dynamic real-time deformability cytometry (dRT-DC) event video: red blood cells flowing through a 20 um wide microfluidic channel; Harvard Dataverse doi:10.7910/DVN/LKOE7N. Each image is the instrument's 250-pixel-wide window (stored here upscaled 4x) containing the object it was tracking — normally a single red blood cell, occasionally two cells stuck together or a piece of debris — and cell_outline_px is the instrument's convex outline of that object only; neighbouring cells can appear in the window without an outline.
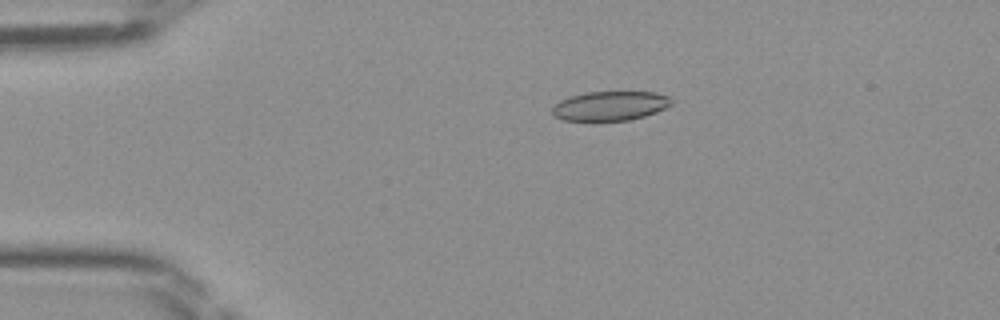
{"species": "Egyptian fruit bat (a non-hibernating species)", "species_latin": "Rousettus aegyptiacus", "temperature_condition": "room temperature", "stored_images_in_passage": 47, "camera_frame_rate_fps": 3000, "um_per_image_px": 0.085, "frame": {"image": 1, "passage_image": 10, "time_ms": 3.0, "image_size_px": [1000, 320], "cell_outline_px": [[672, 104], [656, 112], [644, 116], [628, 120], [564, 120], [556, 116], [552, 112], [552, 108], [560, 100], [568, 96], [584, 92], [656, 92], [668, 96], [672, 100]], "centroid_in_image_um": [51.86, 8.98], "position_along_channel_um": 33.1, "area_um2": 20.23}}
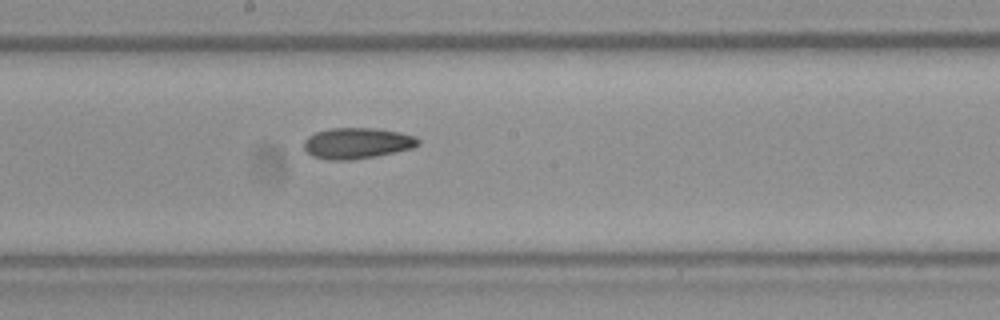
{"frame": {"image": 2, "passage_image": 26, "time_ms": 8.333, "image_size_px": [1000, 320], "cell_outline_px": [[420, 144], [412, 148], [376, 156], [352, 160], [328, 160], [312, 156], [304, 148], [304, 140], [308, 136], [316, 132], [328, 128], [376, 128], [400, 132], [416, 136], [420, 140]], "centroid_in_image_um": [30.36, 12.17], "position_along_channel_um": 217.8, "area_um2": 20.75}}
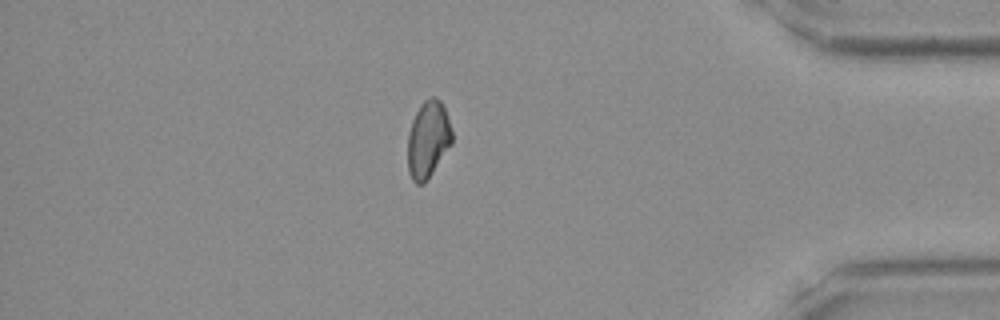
{"frame": {"image": 3, "passage_image": 41, "time_ms": 13.333, "image_size_px": [1000, 320], "cell_outline_px": [[452, 144], [424, 184], [416, 184], [412, 180], [408, 172], [408, 132], [412, 120], [420, 104], [424, 100], [432, 96], [440, 100], [444, 108], [452, 132]], "centroid_in_image_um": [36.37, 11.86], "position_along_channel_um": 398.8, "area_um2": 19.83}}